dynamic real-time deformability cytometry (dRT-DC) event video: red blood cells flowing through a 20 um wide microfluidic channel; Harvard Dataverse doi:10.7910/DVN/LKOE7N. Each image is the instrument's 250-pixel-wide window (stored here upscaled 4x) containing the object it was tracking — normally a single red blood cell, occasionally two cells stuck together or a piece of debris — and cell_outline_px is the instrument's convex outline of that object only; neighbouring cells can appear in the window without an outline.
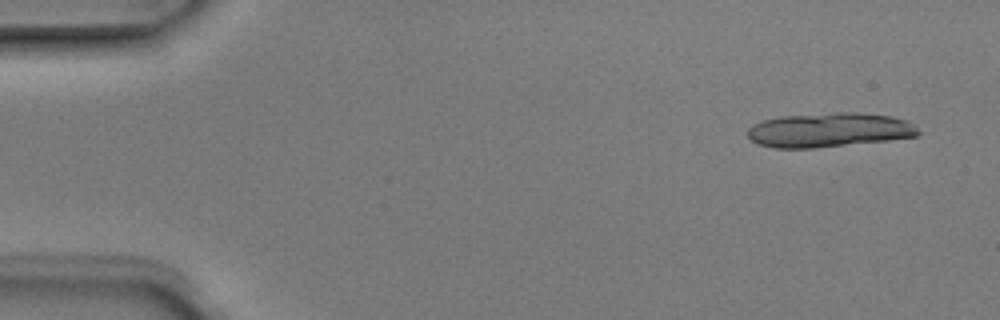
{"species": "Egyptian fruit bat (a non-hibernating species)", "species_latin": "Rousettus aegyptiacus", "temperature_condition": "room temperature", "stored_images_in_passage": 6, "segment_of_instrument_passage": [1, 2], "camera_frame_rate_fps": 3000, "um_per_image_px": 0.085, "animal": {"sex": "male"}, "frame": {"image": 1, "passage_image": 1, "time_ms": 0.0, "image_size_px": [1000, 320], "cell_outline_px": [[920, 132], [916, 136], [888, 140], [816, 148], [776, 148], [760, 144], [752, 140], [748, 136], [748, 128], [752, 124], [764, 120], [780, 116], [836, 112], [856, 112], [892, 116], [908, 120]], "centroid_in_image_um": [70.48, 11.04], "position_along_channel_um": 14.5, "area_um2": 34.16}}